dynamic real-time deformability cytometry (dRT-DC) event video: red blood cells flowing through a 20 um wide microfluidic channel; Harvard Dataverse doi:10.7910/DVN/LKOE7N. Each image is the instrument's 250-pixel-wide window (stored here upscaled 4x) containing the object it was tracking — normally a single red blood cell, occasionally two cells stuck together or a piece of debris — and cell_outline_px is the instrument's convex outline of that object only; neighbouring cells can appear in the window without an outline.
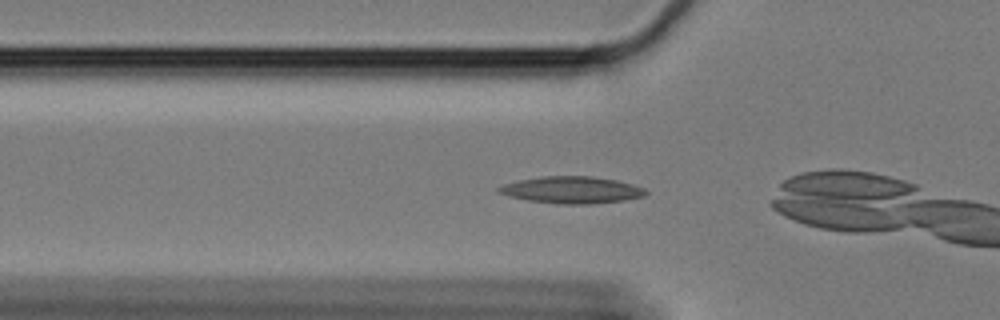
{"species": "Egyptian fruit bat (a non-hibernating species)", "species_latin": "Rousettus aegyptiacus", "temperature_condition": "cold", "stored_images_in_passage": 21, "camera_frame_rate_fps": 3000, "um_per_image_px": 0.085, "animal": {"sex": "female"}, "frame": {"image": 1, "passage_image": 7, "time_ms": 2.0, "image_size_px": [1000, 320], "cell_outline_px": [[648, 192], [644, 196], [624, 200], [588, 204], [556, 204], [528, 200], [508, 196], [496, 192], [496, 188], [504, 184], [520, 180], [544, 176], [592, 176], [616, 180], [632, 184], [644, 188]], "centroid_in_image_um": [48.58, 16.15], "position_along_channel_um": 77.2, "area_um2": 23.0}}
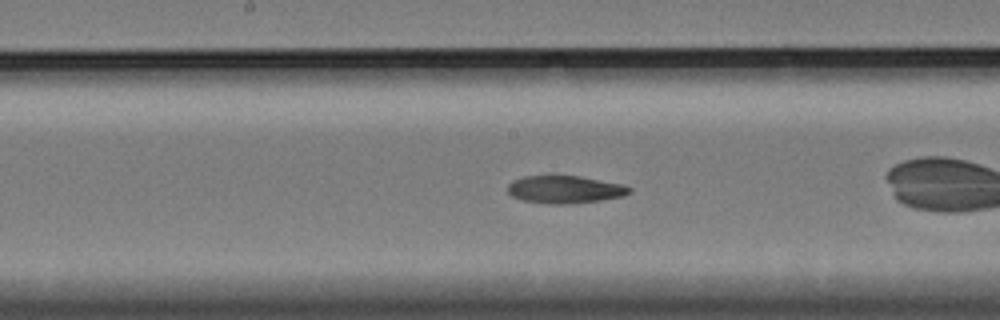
{"frame": {"image": 2, "passage_image": 18, "time_ms": 5.667, "image_size_px": [1000, 320], "cell_outline_px": [[632, 192], [624, 196], [600, 200], [572, 204], [548, 204], [520, 200], [512, 196], [508, 192], [508, 184], [512, 180], [524, 176], [580, 176], [624, 184], [632, 188]], "centroid_in_image_um": [48.03, 16.11], "position_along_channel_um": 200.2, "area_um2": 19.83}}